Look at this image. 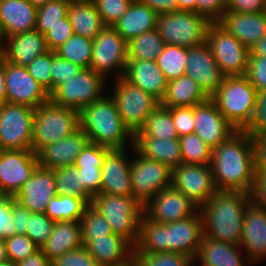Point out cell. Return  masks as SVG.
Segmentation results:
<instances>
[{
	"label": "cell",
	"mask_w": 266,
	"mask_h": 266,
	"mask_svg": "<svg viewBox=\"0 0 266 266\" xmlns=\"http://www.w3.org/2000/svg\"><path fill=\"white\" fill-rule=\"evenodd\" d=\"M83 246L80 221L54 222L50 236L40 248L50 260Z\"/></svg>",
	"instance_id": "obj_30"
},
{
	"label": "cell",
	"mask_w": 266,
	"mask_h": 266,
	"mask_svg": "<svg viewBox=\"0 0 266 266\" xmlns=\"http://www.w3.org/2000/svg\"><path fill=\"white\" fill-rule=\"evenodd\" d=\"M78 129L79 111L49 100L35 109L31 150L36 154L45 145L70 136Z\"/></svg>",
	"instance_id": "obj_6"
},
{
	"label": "cell",
	"mask_w": 266,
	"mask_h": 266,
	"mask_svg": "<svg viewBox=\"0 0 266 266\" xmlns=\"http://www.w3.org/2000/svg\"><path fill=\"white\" fill-rule=\"evenodd\" d=\"M226 11L260 13L266 11V0H227Z\"/></svg>",
	"instance_id": "obj_61"
},
{
	"label": "cell",
	"mask_w": 266,
	"mask_h": 266,
	"mask_svg": "<svg viewBox=\"0 0 266 266\" xmlns=\"http://www.w3.org/2000/svg\"><path fill=\"white\" fill-rule=\"evenodd\" d=\"M202 237V218L199 212L168 224L156 223L143 214L133 254L172 252L196 259Z\"/></svg>",
	"instance_id": "obj_1"
},
{
	"label": "cell",
	"mask_w": 266,
	"mask_h": 266,
	"mask_svg": "<svg viewBox=\"0 0 266 266\" xmlns=\"http://www.w3.org/2000/svg\"><path fill=\"white\" fill-rule=\"evenodd\" d=\"M38 166L32 150H1L0 194L14 197Z\"/></svg>",
	"instance_id": "obj_16"
},
{
	"label": "cell",
	"mask_w": 266,
	"mask_h": 266,
	"mask_svg": "<svg viewBox=\"0 0 266 266\" xmlns=\"http://www.w3.org/2000/svg\"><path fill=\"white\" fill-rule=\"evenodd\" d=\"M35 108L4 103L0 105L1 150H31Z\"/></svg>",
	"instance_id": "obj_12"
},
{
	"label": "cell",
	"mask_w": 266,
	"mask_h": 266,
	"mask_svg": "<svg viewBox=\"0 0 266 266\" xmlns=\"http://www.w3.org/2000/svg\"><path fill=\"white\" fill-rule=\"evenodd\" d=\"M208 99L198 83L184 74L167 82L166 93L160 104L168 108L188 107L204 103Z\"/></svg>",
	"instance_id": "obj_33"
},
{
	"label": "cell",
	"mask_w": 266,
	"mask_h": 266,
	"mask_svg": "<svg viewBox=\"0 0 266 266\" xmlns=\"http://www.w3.org/2000/svg\"><path fill=\"white\" fill-rule=\"evenodd\" d=\"M227 0H197V13L216 22L225 12Z\"/></svg>",
	"instance_id": "obj_60"
},
{
	"label": "cell",
	"mask_w": 266,
	"mask_h": 266,
	"mask_svg": "<svg viewBox=\"0 0 266 266\" xmlns=\"http://www.w3.org/2000/svg\"><path fill=\"white\" fill-rule=\"evenodd\" d=\"M89 204L80 197L57 195L50 199L45 214L54 222L81 220Z\"/></svg>",
	"instance_id": "obj_37"
},
{
	"label": "cell",
	"mask_w": 266,
	"mask_h": 266,
	"mask_svg": "<svg viewBox=\"0 0 266 266\" xmlns=\"http://www.w3.org/2000/svg\"><path fill=\"white\" fill-rule=\"evenodd\" d=\"M236 131L210 98L206 102L194 106V133L212 150L225 142Z\"/></svg>",
	"instance_id": "obj_20"
},
{
	"label": "cell",
	"mask_w": 266,
	"mask_h": 266,
	"mask_svg": "<svg viewBox=\"0 0 266 266\" xmlns=\"http://www.w3.org/2000/svg\"><path fill=\"white\" fill-rule=\"evenodd\" d=\"M8 260L19 262L36 253L40 248L25 234H15L5 239Z\"/></svg>",
	"instance_id": "obj_46"
},
{
	"label": "cell",
	"mask_w": 266,
	"mask_h": 266,
	"mask_svg": "<svg viewBox=\"0 0 266 266\" xmlns=\"http://www.w3.org/2000/svg\"><path fill=\"white\" fill-rule=\"evenodd\" d=\"M3 44H0V62L4 59Z\"/></svg>",
	"instance_id": "obj_74"
},
{
	"label": "cell",
	"mask_w": 266,
	"mask_h": 266,
	"mask_svg": "<svg viewBox=\"0 0 266 266\" xmlns=\"http://www.w3.org/2000/svg\"><path fill=\"white\" fill-rule=\"evenodd\" d=\"M241 131L250 137L266 132V90L256 91V103L252 116Z\"/></svg>",
	"instance_id": "obj_50"
},
{
	"label": "cell",
	"mask_w": 266,
	"mask_h": 266,
	"mask_svg": "<svg viewBox=\"0 0 266 266\" xmlns=\"http://www.w3.org/2000/svg\"><path fill=\"white\" fill-rule=\"evenodd\" d=\"M178 11H194L197 12V0H177Z\"/></svg>",
	"instance_id": "obj_68"
},
{
	"label": "cell",
	"mask_w": 266,
	"mask_h": 266,
	"mask_svg": "<svg viewBox=\"0 0 266 266\" xmlns=\"http://www.w3.org/2000/svg\"><path fill=\"white\" fill-rule=\"evenodd\" d=\"M83 246L94 238H101L113 234L111 225L91 205H89L80 220Z\"/></svg>",
	"instance_id": "obj_43"
},
{
	"label": "cell",
	"mask_w": 266,
	"mask_h": 266,
	"mask_svg": "<svg viewBox=\"0 0 266 266\" xmlns=\"http://www.w3.org/2000/svg\"><path fill=\"white\" fill-rule=\"evenodd\" d=\"M32 212L26 207L18 203L12 196V215L14 218V224L16 234L25 235L26 229L29 224Z\"/></svg>",
	"instance_id": "obj_62"
},
{
	"label": "cell",
	"mask_w": 266,
	"mask_h": 266,
	"mask_svg": "<svg viewBox=\"0 0 266 266\" xmlns=\"http://www.w3.org/2000/svg\"><path fill=\"white\" fill-rule=\"evenodd\" d=\"M210 99L235 129L241 131L252 116L256 89L245 75L226 76Z\"/></svg>",
	"instance_id": "obj_5"
},
{
	"label": "cell",
	"mask_w": 266,
	"mask_h": 266,
	"mask_svg": "<svg viewBox=\"0 0 266 266\" xmlns=\"http://www.w3.org/2000/svg\"><path fill=\"white\" fill-rule=\"evenodd\" d=\"M182 163L210 164L212 149L196 134L179 137Z\"/></svg>",
	"instance_id": "obj_42"
},
{
	"label": "cell",
	"mask_w": 266,
	"mask_h": 266,
	"mask_svg": "<svg viewBox=\"0 0 266 266\" xmlns=\"http://www.w3.org/2000/svg\"><path fill=\"white\" fill-rule=\"evenodd\" d=\"M138 266H193V258L172 252L133 254Z\"/></svg>",
	"instance_id": "obj_45"
},
{
	"label": "cell",
	"mask_w": 266,
	"mask_h": 266,
	"mask_svg": "<svg viewBox=\"0 0 266 266\" xmlns=\"http://www.w3.org/2000/svg\"><path fill=\"white\" fill-rule=\"evenodd\" d=\"M251 195L241 191L218 190L199 207L203 236L239 245L243 217Z\"/></svg>",
	"instance_id": "obj_3"
},
{
	"label": "cell",
	"mask_w": 266,
	"mask_h": 266,
	"mask_svg": "<svg viewBox=\"0 0 266 266\" xmlns=\"http://www.w3.org/2000/svg\"><path fill=\"white\" fill-rule=\"evenodd\" d=\"M250 53L254 56L266 57V36L250 48Z\"/></svg>",
	"instance_id": "obj_67"
},
{
	"label": "cell",
	"mask_w": 266,
	"mask_h": 266,
	"mask_svg": "<svg viewBox=\"0 0 266 266\" xmlns=\"http://www.w3.org/2000/svg\"><path fill=\"white\" fill-rule=\"evenodd\" d=\"M52 266H99L85 246L71 250L52 260Z\"/></svg>",
	"instance_id": "obj_52"
},
{
	"label": "cell",
	"mask_w": 266,
	"mask_h": 266,
	"mask_svg": "<svg viewBox=\"0 0 266 266\" xmlns=\"http://www.w3.org/2000/svg\"><path fill=\"white\" fill-rule=\"evenodd\" d=\"M7 102L39 107L49 101V93L29 74L24 66L5 61Z\"/></svg>",
	"instance_id": "obj_18"
},
{
	"label": "cell",
	"mask_w": 266,
	"mask_h": 266,
	"mask_svg": "<svg viewBox=\"0 0 266 266\" xmlns=\"http://www.w3.org/2000/svg\"><path fill=\"white\" fill-rule=\"evenodd\" d=\"M127 61V41L112 26H105L93 39L90 68L105 78L110 70L121 69L116 77L120 78Z\"/></svg>",
	"instance_id": "obj_15"
},
{
	"label": "cell",
	"mask_w": 266,
	"mask_h": 266,
	"mask_svg": "<svg viewBox=\"0 0 266 266\" xmlns=\"http://www.w3.org/2000/svg\"><path fill=\"white\" fill-rule=\"evenodd\" d=\"M212 22L194 11H175L159 14L156 30L164 44L190 48L206 42L207 30Z\"/></svg>",
	"instance_id": "obj_8"
},
{
	"label": "cell",
	"mask_w": 266,
	"mask_h": 266,
	"mask_svg": "<svg viewBox=\"0 0 266 266\" xmlns=\"http://www.w3.org/2000/svg\"><path fill=\"white\" fill-rule=\"evenodd\" d=\"M52 51L33 59L28 66H26L30 75L49 93H52Z\"/></svg>",
	"instance_id": "obj_47"
},
{
	"label": "cell",
	"mask_w": 266,
	"mask_h": 266,
	"mask_svg": "<svg viewBox=\"0 0 266 266\" xmlns=\"http://www.w3.org/2000/svg\"><path fill=\"white\" fill-rule=\"evenodd\" d=\"M37 7L27 0H0V21L7 37L35 30Z\"/></svg>",
	"instance_id": "obj_28"
},
{
	"label": "cell",
	"mask_w": 266,
	"mask_h": 266,
	"mask_svg": "<svg viewBox=\"0 0 266 266\" xmlns=\"http://www.w3.org/2000/svg\"><path fill=\"white\" fill-rule=\"evenodd\" d=\"M54 221L45 213H32L26 229V235L41 248L50 236Z\"/></svg>",
	"instance_id": "obj_49"
},
{
	"label": "cell",
	"mask_w": 266,
	"mask_h": 266,
	"mask_svg": "<svg viewBox=\"0 0 266 266\" xmlns=\"http://www.w3.org/2000/svg\"><path fill=\"white\" fill-rule=\"evenodd\" d=\"M16 234L12 215V196H0V238L6 239Z\"/></svg>",
	"instance_id": "obj_57"
},
{
	"label": "cell",
	"mask_w": 266,
	"mask_h": 266,
	"mask_svg": "<svg viewBox=\"0 0 266 266\" xmlns=\"http://www.w3.org/2000/svg\"><path fill=\"white\" fill-rule=\"evenodd\" d=\"M93 40L73 34L64 44L55 49V54L82 68H90Z\"/></svg>",
	"instance_id": "obj_40"
},
{
	"label": "cell",
	"mask_w": 266,
	"mask_h": 266,
	"mask_svg": "<svg viewBox=\"0 0 266 266\" xmlns=\"http://www.w3.org/2000/svg\"><path fill=\"white\" fill-rule=\"evenodd\" d=\"M79 128L89 142L109 149H124L126 138L134 143V135L123 123L111 95L103 96L79 111Z\"/></svg>",
	"instance_id": "obj_4"
},
{
	"label": "cell",
	"mask_w": 266,
	"mask_h": 266,
	"mask_svg": "<svg viewBox=\"0 0 266 266\" xmlns=\"http://www.w3.org/2000/svg\"><path fill=\"white\" fill-rule=\"evenodd\" d=\"M7 102V91L5 82V60L0 62V105Z\"/></svg>",
	"instance_id": "obj_66"
},
{
	"label": "cell",
	"mask_w": 266,
	"mask_h": 266,
	"mask_svg": "<svg viewBox=\"0 0 266 266\" xmlns=\"http://www.w3.org/2000/svg\"><path fill=\"white\" fill-rule=\"evenodd\" d=\"M81 172V185L94 197L101 193V167L75 166Z\"/></svg>",
	"instance_id": "obj_58"
},
{
	"label": "cell",
	"mask_w": 266,
	"mask_h": 266,
	"mask_svg": "<svg viewBox=\"0 0 266 266\" xmlns=\"http://www.w3.org/2000/svg\"><path fill=\"white\" fill-rule=\"evenodd\" d=\"M105 26H113L127 11L133 0H92Z\"/></svg>",
	"instance_id": "obj_48"
},
{
	"label": "cell",
	"mask_w": 266,
	"mask_h": 266,
	"mask_svg": "<svg viewBox=\"0 0 266 266\" xmlns=\"http://www.w3.org/2000/svg\"><path fill=\"white\" fill-rule=\"evenodd\" d=\"M134 137H153L164 140L179 139L170 108L159 104L148 116L143 127Z\"/></svg>",
	"instance_id": "obj_36"
},
{
	"label": "cell",
	"mask_w": 266,
	"mask_h": 266,
	"mask_svg": "<svg viewBox=\"0 0 266 266\" xmlns=\"http://www.w3.org/2000/svg\"><path fill=\"white\" fill-rule=\"evenodd\" d=\"M138 158L131 160V184L134 197L145 205L162 189L171 187V169L153 159L142 156L131 146Z\"/></svg>",
	"instance_id": "obj_13"
},
{
	"label": "cell",
	"mask_w": 266,
	"mask_h": 266,
	"mask_svg": "<svg viewBox=\"0 0 266 266\" xmlns=\"http://www.w3.org/2000/svg\"><path fill=\"white\" fill-rule=\"evenodd\" d=\"M187 48L165 44L156 63L167 81H171L185 74L187 64Z\"/></svg>",
	"instance_id": "obj_41"
},
{
	"label": "cell",
	"mask_w": 266,
	"mask_h": 266,
	"mask_svg": "<svg viewBox=\"0 0 266 266\" xmlns=\"http://www.w3.org/2000/svg\"><path fill=\"white\" fill-rule=\"evenodd\" d=\"M67 1H70V2H79V1H92V0H67Z\"/></svg>",
	"instance_id": "obj_75"
},
{
	"label": "cell",
	"mask_w": 266,
	"mask_h": 266,
	"mask_svg": "<svg viewBox=\"0 0 266 266\" xmlns=\"http://www.w3.org/2000/svg\"><path fill=\"white\" fill-rule=\"evenodd\" d=\"M202 266H213V265H209V264H202Z\"/></svg>",
	"instance_id": "obj_76"
},
{
	"label": "cell",
	"mask_w": 266,
	"mask_h": 266,
	"mask_svg": "<svg viewBox=\"0 0 266 266\" xmlns=\"http://www.w3.org/2000/svg\"><path fill=\"white\" fill-rule=\"evenodd\" d=\"M216 23L249 49L266 36V11L260 13L226 11Z\"/></svg>",
	"instance_id": "obj_25"
},
{
	"label": "cell",
	"mask_w": 266,
	"mask_h": 266,
	"mask_svg": "<svg viewBox=\"0 0 266 266\" xmlns=\"http://www.w3.org/2000/svg\"><path fill=\"white\" fill-rule=\"evenodd\" d=\"M255 174H266V132L251 137Z\"/></svg>",
	"instance_id": "obj_59"
},
{
	"label": "cell",
	"mask_w": 266,
	"mask_h": 266,
	"mask_svg": "<svg viewBox=\"0 0 266 266\" xmlns=\"http://www.w3.org/2000/svg\"><path fill=\"white\" fill-rule=\"evenodd\" d=\"M250 195L253 203L266 209V174H255L254 186Z\"/></svg>",
	"instance_id": "obj_63"
},
{
	"label": "cell",
	"mask_w": 266,
	"mask_h": 266,
	"mask_svg": "<svg viewBox=\"0 0 266 266\" xmlns=\"http://www.w3.org/2000/svg\"><path fill=\"white\" fill-rule=\"evenodd\" d=\"M67 16L74 34L94 39L105 27L92 1L70 2Z\"/></svg>",
	"instance_id": "obj_34"
},
{
	"label": "cell",
	"mask_w": 266,
	"mask_h": 266,
	"mask_svg": "<svg viewBox=\"0 0 266 266\" xmlns=\"http://www.w3.org/2000/svg\"><path fill=\"white\" fill-rule=\"evenodd\" d=\"M70 1L50 0L37 8L36 30L45 34L52 26L67 16Z\"/></svg>",
	"instance_id": "obj_44"
},
{
	"label": "cell",
	"mask_w": 266,
	"mask_h": 266,
	"mask_svg": "<svg viewBox=\"0 0 266 266\" xmlns=\"http://www.w3.org/2000/svg\"><path fill=\"white\" fill-rule=\"evenodd\" d=\"M144 215L161 224H168L192 216L199 210L189 198L173 187L162 189L145 205Z\"/></svg>",
	"instance_id": "obj_17"
},
{
	"label": "cell",
	"mask_w": 266,
	"mask_h": 266,
	"mask_svg": "<svg viewBox=\"0 0 266 266\" xmlns=\"http://www.w3.org/2000/svg\"><path fill=\"white\" fill-rule=\"evenodd\" d=\"M85 247L99 266L123 263L130 259L134 252V245L125 237L115 233L94 238Z\"/></svg>",
	"instance_id": "obj_29"
},
{
	"label": "cell",
	"mask_w": 266,
	"mask_h": 266,
	"mask_svg": "<svg viewBox=\"0 0 266 266\" xmlns=\"http://www.w3.org/2000/svg\"><path fill=\"white\" fill-rule=\"evenodd\" d=\"M237 248L241 247L203 236L196 258L199 257L202 264L213 266H244L245 260L242 262Z\"/></svg>",
	"instance_id": "obj_35"
},
{
	"label": "cell",
	"mask_w": 266,
	"mask_h": 266,
	"mask_svg": "<svg viewBox=\"0 0 266 266\" xmlns=\"http://www.w3.org/2000/svg\"><path fill=\"white\" fill-rule=\"evenodd\" d=\"M245 248L249 261L266 257V209L252 201L247 205L239 246Z\"/></svg>",
	"instance_id": "obj_23"
},
{
	"label": "cell",
	"mask_w": 266,
	"mask_h": 266,
	"mask_svg": "<svg viewBox=\"0 0 266 266\" xmlns=\"http://www.w3.org/2000/svg\"><path fill=\"white\" fill-rule=\"evenodd\" d=\"M105 77L91 68H83L74 78L59 85L50 95L49 100L58 106L80 111L85 106L102 98Z\"/></svg>",
	"instance_id": "obj_10"
},
{
	"label": "cell",
	"mask_w": 266,
	"mask_h": 266,
	"mask_svg": "<svg viewBox=\"0 0 266 266\" xmlns=\"http://www.w3.org/2000/svg\"><path fill=\"white\" fill-rule=\"evenodd\" d=\"M55 196L54 171L38 166L14 199L32 213H45L48 202Z\"/></svg>",
	"instance_id": "obj_22"
},
{
	"label": "cell",
	"mask_w": 266,
	"mask_h": 266,
	"mask_svg": "<svg viewBox=\"0 0 266 266\" xmlns=\"http://www.w3.org/2000/svg\"><path fill=\"white\" fill-rule=\"evenodd\" d=\"M111 266H138V265H137V262L135 260L134 255H133L130 259L126 260L125 262L120 263V264L111 265Z\"/></svg>",
	"instance_id": "obj_70"
},
{
	"label": "cell",
	"mask_w": 266,
	"mask_h": 266,
	"mask_svg": "<svg viewBox=\"0 0 266 266\" xmlns=\"http://www.w3.org/2000/svg\"><path fill=\"white\" fill-rule=\"evenodd\" d=\"M3 40L6 41V36L4 34L3 27H2V24H1V21H0V44H2V43L5 44L3 42Z\"/></svg>",
	"instance_id": "obj_72"
},
{
	"label": "cell",
	"mask_w": 266,
	"mask_h": 266,
	"mask_svg": "<svg viewBox=\"0 0 266 266\" xmlns=\"http://www.w3.org/2000/svg\"><path fill=\"white\" fill-rule=\"evenodd\" d=\"M7 46H3L4 60L19 66H28L38 56L50 51L45 35L32 30L6 38Z\"/></svg>",
	"instance_id": "obj_26"
},
{
	"label": "cell",
	"mask_w": 266,
	"mask_h": 266,
	"mask_svg": "<svg viewBox=\"0 0 266 266\" xmlns=\"http://www.w3.org/2000/svg\"><path fill=\"white\" fill-rule=\"evenodd\" d=\"M16 266H52V261L43 254L41 249H39L33 255L16 262Z\"/></svg>",
	"instance_id": "obj_65"
},
{
	"label": "cell",
	"mask_w": 266,
	"mask_h": 266,
	"mask_svg": "<svg viewBox=\"0 0 266 266\" xmlns=\"http://www.w3.org/2000/svg\"><path fill=\"white\" fill-rule=\"evenodd\" d=\"M91 206L111 225L113 233L121 235L135 245L139 238L143 205L134 196H114L99 193Z\"/></svg>",
	"instance_id": "obj_7"
},
{
	"label": "cell",
	"mask_w": 266,
	"mask_h": 266,
	"mask_svg": "<svg viewBox=\"0 0 266 266\" xmlns=\"http://www.w3.org/2000/svg\"><path fill=\"white\" fill-rule=\"evenodd\" d=\"M0 266H16V263L12 262L11 260H7L5 262L0 263Z\"/></svg>",
	"instance_id": "obj_73"
},
{
	"label": "cell",
	"mask_w": 266,
	"mask_h": 266,
	"mask_svg": "<svg viewBox=\"0 0 266 266\" xmlns=\"http://www.w3.org/2000/svg\"><path fill=\"white\" fill-rule=\"evenodd\" d=\"M111 149L99 146L96 143L87 142L77 157L75 166H97L102 167L106 154Z\"/></svg>",
	"instance_id": "obj_54"
},
{
	"label": "cell",
	"mask_w": 266,
	"mask_h": 266,
	"mask_svg": "<svg viewBox=\"0 0 266 266\" xmlns=\"http://www.w3.org/2000/svg\"><path fill=\"white\" fill-rule=\"evenodd\" d=\"M111 149L101 167V193L114 196H134L131 184V161L127 150Z\"/></svg>",
	"instance_id": "obj_21"
},
{
	"label": "cell",
	"mask_w": 266,
	"mask_h": 266,
	"mask_svg": "<svg viewBox=\"0 0 266 266\" xmlns=\"http://www.w3.org/2000/svg\"><path fill=\"white\" fill-rule=\"evenodd\" d=\"M8 260L5 239L0 238V263Z\"/></svg>",
	"instance_id": "obj_69"
},
{
	"label": "cell",
	"mask_w": 266,
	"mask_h": 266,
	"mask_svg": "<svg viewBox=\"0 0 266 266\" xmlns=\"http://www.w3.org/2000/svg\"><path fill=\"white\" fill-rule=\"evenodd\" d=\"M122 77L146 93L153 95L160 102L166 93L168 81L156 60H128Z\"/></svg>",
	"instance_id": "obj_27"
},
{
	"label": "cell",
	"mask_w": 266,
	"mask_h": 266,
	"mask_svg": "<svg viewBox=\"0 0 266 266\" xmlns=\"http://www.w3.org/2000/svg\"><path fill=\"white\" fill-rule=\"evenodd\" d=\"M245 76L256 91L266 90V57L250 53Z\"/></svg>",
	"instance_id": "obj_53"
},
{
	"label": "cell",
	"mask_w": 266,
	"mask_h": 266,
	"mask_svg": "<svg viewBox=\"0 0 266 266\" xmlns=\"http://www.w3.org/2000/svg\"><path fill=\"white\" fill-rule=\"evenodd\" d=\"M179 137L194 133V106L170 108Z\"/></svg>",
	"instance_id": "obj_55"
},
{
	"label": "cell",
	"mask_w": 266,
	"mask_h": 266,
	"mask_svg": "<svg viewBox=\"0 0 266 266\" xmlns=\"http://www.w3.org/2000/svg\"><path fill=\"white\" fill-rule=\"evenodd\" d=\"M82 69L80 65L64 60L52 51V92L68 79L74 78Z\"/></svg>",
	"instance_id": "obj_51"
},
{
	"label": "cell",
	"mask_w": 266,
	"mask_h": 266,
	"mask_svg": "<svg viewBox=\"0 0 266 266\" xmlns=\"http://www.w3.org/2000/svg\"><path fill=\"white\" fill-rule=\"evenodd\" d=\"M185 75L193 78L210 98L225 79L206 42L187 48Z\"/></svg>",
	"instance_id": "obj_19"
},
{
	"label": "cell",
	"mask_w": 266,
	"mask_h": 266,
	"mask_svg": "<svg viewBox=\"0 0 266 266\" xmlns=\"http://www.w3.org/2000/svg\"><path fill=\"white\" fill-rule=\"evenodd\" d=\"M133 147L142 155L174 169L182 164L179 139L134 137Z\"/></svg>",
	"instance_id": "obj_32"
},
{
	"label": "cell",
	"mask_w": 266,
	"mask_h": 266,
	"mask_svg": "<svg viewBox=\"0 0 266 266\" xmlns=\"http://www.w3.org/2000/svg\"><path fill=\"white\" fill-rule=\"evenodd\" d=\"M158 14L138 0L128 7L125 14L113 24V28L128 42L143 32L156 29Z\"/></svg>",
	"instance_id": "obj_31"
},
{
	"label": "cell",
	"mask_w": 266,
	"mask_h": 266,
	"mask_svg": "<svg viewBox=\"0 0 266 266\" xmlns=\"http://www.w3.org/2000/svg\"><path fill=\"white\" fill-rule=\"evenodd\" d=\"M171 187L183 193L198 207L218 191L210 164H180L171 170Z\"/></svg>",
	"instance_id": "obj_14"
},
{
	"label": "cell",
	"mask_w": 266,
	"mask_h": 266,
	"mask_svg": "<svg viewBox=\"0 0 266 266\" xmlns=\"http://www.w3.org/2000/svg\"><path fill=\"white\" fill-rule=\"evenodd\" d=\"M164 45V41L156 29L143 32L127 42V59L156 60L161 54Z\"/></svg>",
	"instance_id": "obj_38"
},
{
	"label": "cell",
	"mask_w": 266,
	"mask_h": 266,
	"mask_svg": "<svg viewBox=\"0 0 266 266\" xmlns=\"http://www.w3.org/2000/svg\"><path fill=\"white\" fill-rule=\"evenodd\" d=\"M56 193L84 199L89 205L93 196L81 185V172L75 165L53 169Z\"/></svg>",
	"instance_id": "obj_39"
},
{
	"label": "cell",
	"mask_w": 266,
	"mask_h": 266,
	"mask_svg": "<svg viewBox=\"0 0 266 266\" xmlns=\"http://www.w3.org/2000/svg\"><path fill=\"white\" fill-rule=\"evenodd\" d=\"M115 81L111 97L123 123L135 135L143 127L148 116L160 104V101L123 77L116 78Z\"/></svg>",
	"instance_id": "obj_9"
},
{
	"label": "cell",
	"mask_w": 266,
	"mask_h": 266,
	"mask_svg": "<svg viewBox=\"0 0 266 266\" xmlns=\"http://www.w3.org/2000/svg\"><path fill=\"white\" fill-rule=\"evenodd\" d=\"M140 3L149 6L158 15L178 11L177 0H138Z\"/></svg>",
	"instance_id": "obj_64"
},
{
	"label": "cell",
	"mask_w": 266,
	"mask_h": 266,
	"mask_svg": "<svg viewBox=\"0 0 266 266\" xmlns=\"http://www.w3.org/2000/svg\"><path fill=\"white\" fill-rule=\"evenodd\" d=\"M206 43L225 76L246 74L250 49L216 22L208 27Z\"/></svg>",
	"instance_id": "obj_11"
},
{
	"label": "cell",
	"mask_w": 266,
	"mask_h": 266,
	"mask_svg": "<svg viewBox=\"0 0 266 266\" xmlns=\"http://www.w3.org/2000/svg\"><path fill=\"white\" fill-rule=\"evenodd\" d=\"M74 34L68 16L61 23L52 26L44 35L49 50L54 51Z\"/></svg>",
	"instance_id": "obj_56"
},
{
	"label": "cell",
	"mask_w": 266,
	"mask_h": 266,
	"mask_svg": "<svg viewBox=\"0 0 266 266\" xmlns=\"http://www.w3.org/2000/svg\"><path fill=\"white\" fill-rule=\"evenodd\" d=\"M30 4H32L35 7H40L42 5H44L47 1L50 0H27Z\"/></svg>",
	"instance_id": "obj_71"
},
{
	"label": "cell",
	"mask_w": 266,
	"mask_h": 266,
	"mask_svg": "<svg viewBox=\"0 0 266 266\" xmlns=\"http://www.w3.org/2000/svg\"><path fill=\"white\" fill-rule=\"evenodd\" d=\"M88 137L79 128L72 135L42 147L37 153L39 166L45 169H57L74 165Z\"/></svg>",
	"instance_id": "obj_24"
},
{
	"label": "cell",
	"mask_w": 266,
	"mask_h": 266,
	"mask_svg": "<svg viewBox=\"0 0 266 266\" xmlns=\"http://www.w3.org/2000/svg\"><path fill=\"white\" fill-rule=\"evenodd\" d=\"M210 168L217 190L250 194L255 179L251 137L236 131L212 150Z\"/></svg>",
	"instance_id": "obj_2"
}]
</instances>
